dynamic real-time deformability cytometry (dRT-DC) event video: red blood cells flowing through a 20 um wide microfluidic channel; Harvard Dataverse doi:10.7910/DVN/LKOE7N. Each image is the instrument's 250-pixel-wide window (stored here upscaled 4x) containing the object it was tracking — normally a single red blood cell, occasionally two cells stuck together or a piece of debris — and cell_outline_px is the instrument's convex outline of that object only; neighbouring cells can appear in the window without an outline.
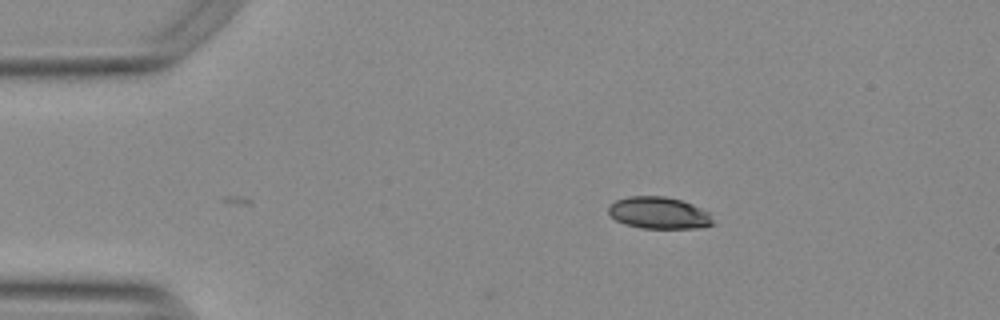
{"species": "Egyptian fruit bat (a non-hibernating species)", "species_latin": "Rousettus aegyptiacus", "temperature_condition": "warm", "stored_images_in_passage": 3, "camera_frame_rate_fps": 3000, "um_per_image_px": 0.085, "animal": {"sex": "female"}, "frame": {"image": 1, "passage_image": 3, "time_ms": 0.667, "image_size_px": [1000, 320], "cell_outline_px": [[712, 224], [700, 228], [640, 228], [624, 224], [616, 220], [608, 212], [608, 208], [616, 200], [628, 196], [664, 196], [680, 200], [692, 204], [708, 212], [712, 220]], "centroid_in_image_um": [55.98, 18.1], "position_along_channel_um": 29.0, "area_um2": 19.25}}